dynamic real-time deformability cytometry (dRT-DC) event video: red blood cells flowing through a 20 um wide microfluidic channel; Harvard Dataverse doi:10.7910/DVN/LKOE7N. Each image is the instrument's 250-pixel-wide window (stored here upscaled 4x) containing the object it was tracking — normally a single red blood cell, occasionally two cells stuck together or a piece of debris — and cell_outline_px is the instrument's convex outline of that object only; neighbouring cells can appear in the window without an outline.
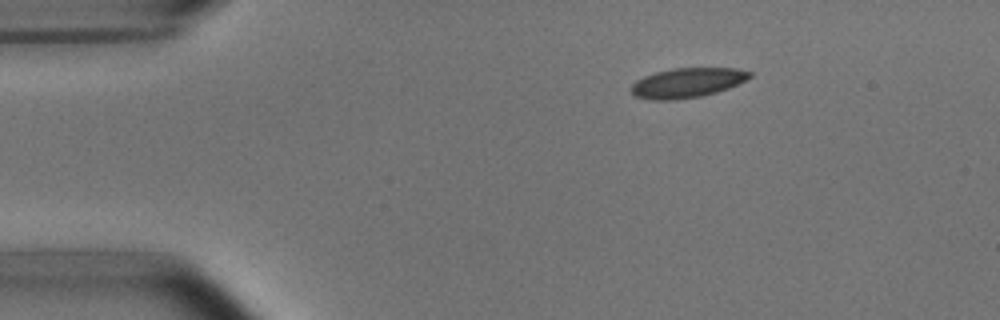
{"species": "common noctule bat (a hibernating species)", "species_latin": "Nyctalus noctula", "temperature_condition": "room temperature", "stored_images_in_passage": 5, "camera_frame_rate_fps": 3000, "um_per_image_px": 0.085, "animal": {"sex": "male", "body_mass_g": 15.6}, "frame": {"image": 1, "passage_image": 1, "time_ms": 0.0, "image_size_px": [1000, 320], "cell_outline_px": [[752, 76], [728, 88], [716, 92], [700, 96], [672, 100], [648, 100], [636, 96], [632, 92], [632, 84], [636, 80], [644, 76], [656, 72], [672, 68], [736, 68], [752, 72]], "centroid_in_image_um": [58.39, 7.03], "position_along_channel_um": 26.6, "area_um2": 20.35}}
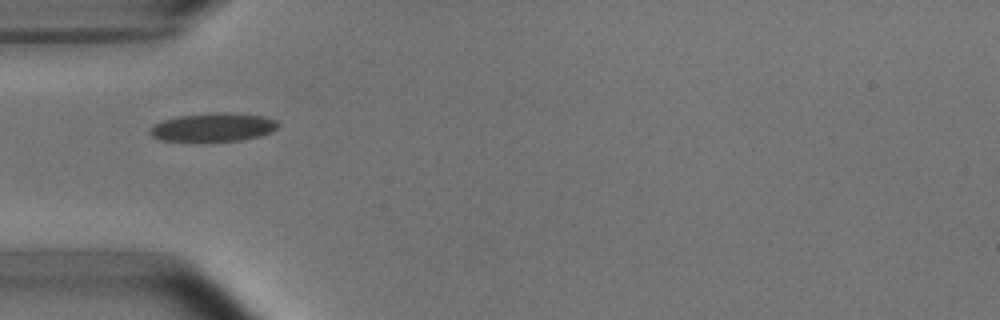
{"frame": {"image": 2, "passage_image": 3, "time_ms": 2.667, "image_size_px": [1000, 320], "cell_outline_px": [[280, 124], [272, 132], [260, 136], [240, 140], [160, 140], [152, 136], [148, 132], [152, 124], [164, 120], [180, 116], [224, 112], [228, 112], [264, 116], [276, 120]], "centroid_in_image_um": [18.14, 10.8], "position_along_channel_um": 66.9, "area_um2": 20.92}}